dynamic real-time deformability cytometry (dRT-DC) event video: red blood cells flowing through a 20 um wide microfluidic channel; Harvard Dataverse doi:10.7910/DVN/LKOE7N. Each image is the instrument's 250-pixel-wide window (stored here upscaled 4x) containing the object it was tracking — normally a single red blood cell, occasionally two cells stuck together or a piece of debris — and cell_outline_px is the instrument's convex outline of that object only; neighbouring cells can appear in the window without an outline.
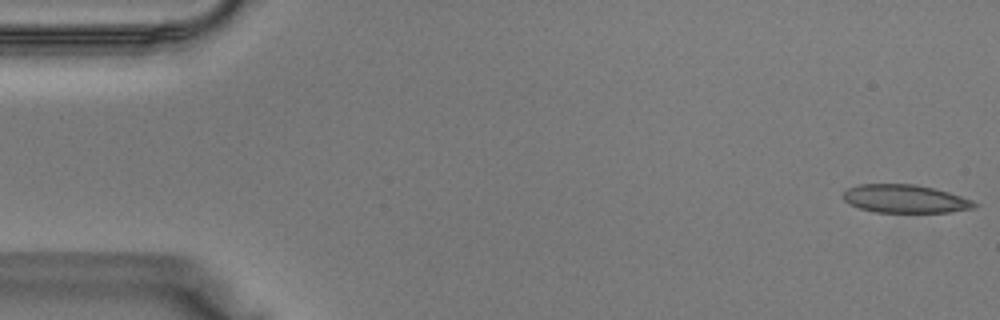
{"species": "Egyptian fruit bat (a non-hibernating species)", "species_latin": "Rousettus aegyptiacus", "temperature_condition": "warm", "stored_images_in_passage": 40, "camera_frame_rate_fps": 3000, "um_per_image_px": 0.085, "animal": {"sex": "male"}, "frame": {"image": 1, "passage_image": 1, "time_ms": 0.0, "image_size_px": [1000, 320], "cell_outline_px": [[980, 204], [976, 208], [948, 212], [876, 212], [860, 208], [844, 200], [844, 192], [848, 188], [860, 184], [916, 184], [948, 192], [972, 200]], "centroid_in_image_um": [76.98, 16.9], "position_along_channel_um": 8.0, "area_um2": 21.39}}
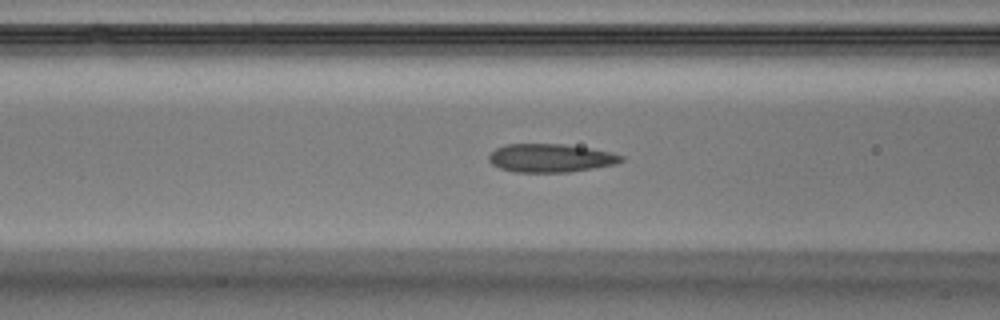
{"frame": {"image": 2, "passage_image": 15, "time_ms": 4.667, "image_size_px": [1000, 320], "cell_outline_px": [[624, 160], [616, 164], [568, 172], [516, 172], [500, 168], [492, 164], [488, 160], [488, 156], [496, 148], [504, 144], [564, 144], [588, 148], [608, 152], [624, 156]], "centroid_in_image_um": [46.77, 13.43], "position_along_channel_um": 119.8, "area_um2": 21.73}}
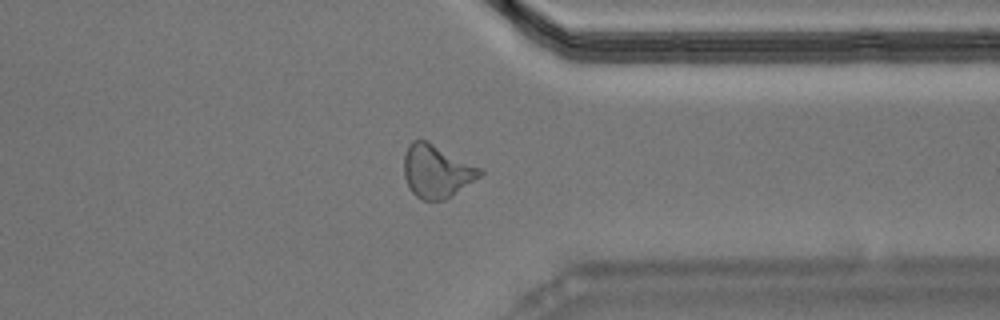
{"frame": {"image": 3, "passage_image": 30, "time_ms": 9.667, "image_size_px": [1000, 320], "cell_outline_px": [[484, 172], [480, 176], [452, 196], [444, 200], [424, 200], [416, 196], [412, 192], [404, 176], [404, 156], [408, 144], [412, 140], [428, 140], [484, 168]], "centroid_in_image_um": [37.14, 14.52], "position_along_channel_um": 374.3, "area_um2": 23.76}}